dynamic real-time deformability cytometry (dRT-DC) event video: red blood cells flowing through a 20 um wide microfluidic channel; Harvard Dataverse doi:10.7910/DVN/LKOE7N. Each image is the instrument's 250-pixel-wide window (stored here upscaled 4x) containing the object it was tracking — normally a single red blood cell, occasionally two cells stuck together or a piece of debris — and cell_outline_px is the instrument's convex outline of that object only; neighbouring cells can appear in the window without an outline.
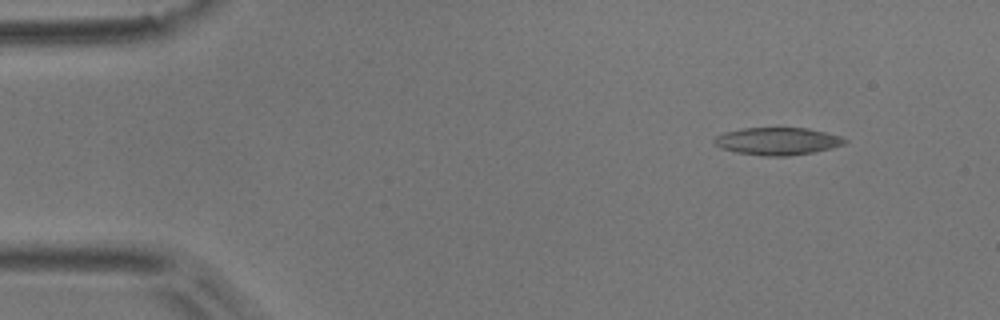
{"species": "common noctule bat (a hibernating species)", "species_latin": "Nyctalus noctula", "temperature_condition": "room temperature", "stored_images_in_passage": 3, "camera_frame_rate_fps": 3000, "um_per_image_px": 0.085, "animal": {"sex": "male", "body_mass_g": 17.9}, "frame": {"image": 1, "passage_image": 2, "time_ms": 0.333, "image_size_px": [1000, 320], "cell_outline_px": [[848, 140], [844, 144], [832, 148], [812, 152], [788, 156], [764, 156], [736, 152], [720, 148], [712, 144], [712, 140], [716, 136], [724, 132], [744, 128], [808, 128], [840, 136]], "centroid_in_image_um": [66.04, 12.0], "position_along_channel_um": 19.0, "area_um2": 20.92}}